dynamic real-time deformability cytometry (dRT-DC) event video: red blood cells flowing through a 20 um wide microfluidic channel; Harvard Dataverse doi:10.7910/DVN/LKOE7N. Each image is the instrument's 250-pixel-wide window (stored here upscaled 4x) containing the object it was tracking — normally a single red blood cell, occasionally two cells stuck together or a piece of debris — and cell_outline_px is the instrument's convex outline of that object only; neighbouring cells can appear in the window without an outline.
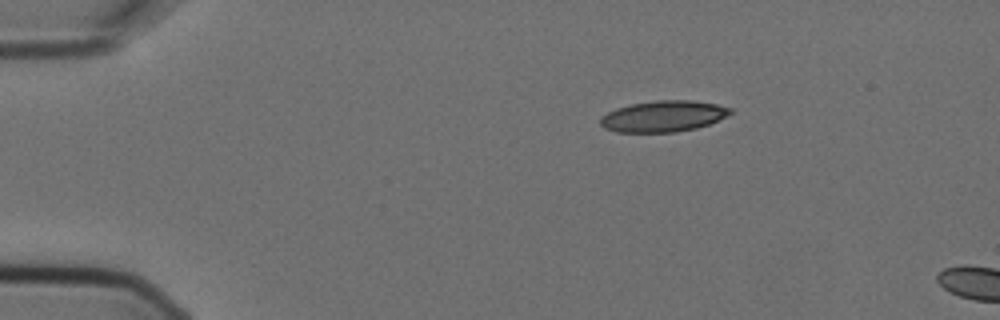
{"species": "Egyptian fruit bat (a non-hibernating species)", "species_latin": "Rousettus aegyptiacus", "temperature_condition": "cold", "stored_images_in_passage": 2, "camera_frame_rate_fps": 3000, "um_per_image_px": 0.085, "animal": {"sex": "female"}, "frame": {"image": 1, "passage_image": 1, "time_ms": 0.0, "image_size_px": [1000, 320], "cell_outline_px": [[732, 112], [728, 116], [708, 124], [696, 128], [676, 132], [616, 132], [604, 128], [600, 124], [600, 116], [616, 108], [632, 104], [656, 100], [692, 100], [716, 104], [732, 108]], "centroid_in_image_um": [56.38, 9.88], "position_along_channel_um": 28.6, "area_um2": 23.64}}